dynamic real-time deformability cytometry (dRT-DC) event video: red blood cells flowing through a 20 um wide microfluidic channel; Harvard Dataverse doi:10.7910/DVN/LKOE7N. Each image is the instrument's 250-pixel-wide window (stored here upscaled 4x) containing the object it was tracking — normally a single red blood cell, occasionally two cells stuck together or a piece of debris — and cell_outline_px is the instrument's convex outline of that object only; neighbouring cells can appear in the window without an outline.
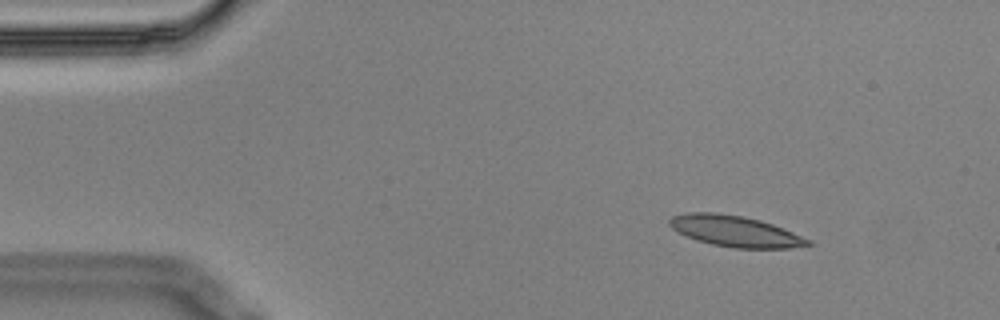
{"species": "Egyptian fruit bat (a non-hibernating species)", "species_latin": "Rousettus aegyptiacus", "temperature_condition": "cold", "stored_images_in_passage": 3, "camera_frame_rate_fps": 3000, "um_per_image_px": 0.085, "animal": {"sex": "male"}, "frame": {"image": 1, "passage_image": 1, "time_ms": 0.0, "image_size_px": [1000, 320], "cell_outline_px": [[812, 244], [788, 248], [732, 248], [712, 244], [696, 240], [672, 228], [668, 224], [668, 220], [672, 216], [684, 212], [716, 212], [744, 216], [760, 220], [772, 224], [812, 240]], "centroid_in_image_um": [62.46, 19.64], "position_along_channel_um": 22.5, "area_um2": 24.97}}